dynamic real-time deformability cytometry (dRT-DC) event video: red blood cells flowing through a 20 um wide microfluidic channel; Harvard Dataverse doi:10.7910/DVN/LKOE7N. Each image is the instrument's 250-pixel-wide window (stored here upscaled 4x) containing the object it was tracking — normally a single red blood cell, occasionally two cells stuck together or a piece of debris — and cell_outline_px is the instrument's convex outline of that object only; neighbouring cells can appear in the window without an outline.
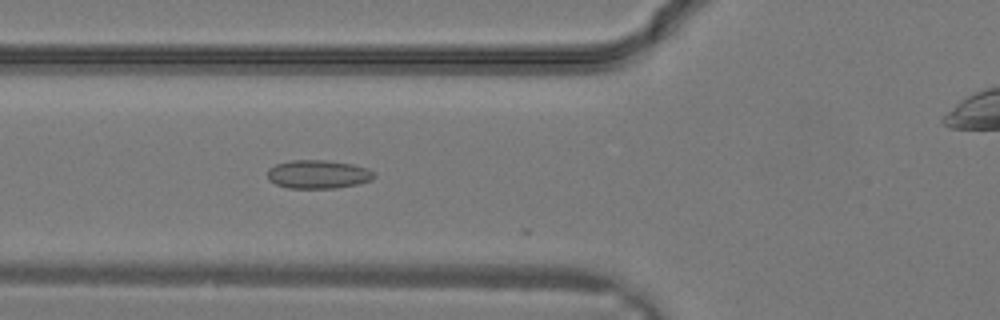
{"species": "common noctule bat (a hibernating species)", "species_latin": "Nyctalus noctula", "temperature_condition": "warm", "stored_images_in_passage": 13, "camera_frame_rate_fps": 3000, "um_per_image_px": 0.085, "animal": {"sex": "male", "body_mass_g": 19.2, "forearm_length_mm": 51.8}, "frame": {"image": 1, "passage_image": 13, "time_ms": 4.0, "image_size_px": [1000, 320], "cell_outline_px": [[376, 176], [372, 180], [356, 184], [336, 188], [288, 188], [276, 184], [268, 180], [268, 168], [276, 164], [292, 160], [324, 160], [352, 164], [368, 168], [376, 172]], "centroid_in_image_um": [27.06, 14.81], "position_along_channel_um": 98.7, "area_um2": 17.8}}